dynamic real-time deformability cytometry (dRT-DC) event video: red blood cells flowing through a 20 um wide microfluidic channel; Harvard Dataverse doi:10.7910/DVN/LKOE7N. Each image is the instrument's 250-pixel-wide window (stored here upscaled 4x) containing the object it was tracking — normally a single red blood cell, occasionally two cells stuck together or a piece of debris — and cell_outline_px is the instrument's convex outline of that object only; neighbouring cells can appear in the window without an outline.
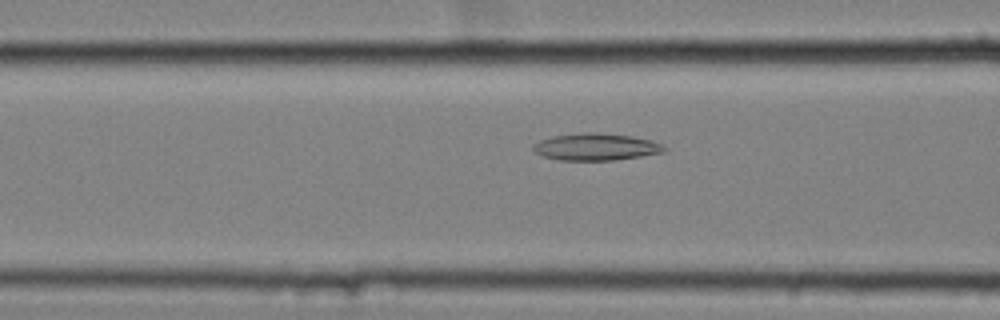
{"species": "common noctule bat (a hibernating species)", "species_latin": "Nyctalus noctula", "temperature_condition": "cold", "stored_images_in_passage": 41, "camera_frame_rate_fps": 3000, "um_per_image_px": 0.085, "animal": {"sex": "female", "body_mass_g": 25.1}, "frame": {"image": 1, "passage_image": 7, "time_ms": 2.0, "image_size_px": [1000, 320], "cell_outline_px": [[668, 148], [664, 152], [640, 156], [612, 160], [560, 160], [544, 156], [536, 152], [532, 148], [532, 144], [540, 140], [552, 136], [580, 132], [596, 132], [632, 136], [652, 140]], "centroid_in_image_um": [50.64, 12.47], "position_along_channel_um": 116.0, "area_um2": 20.63}}
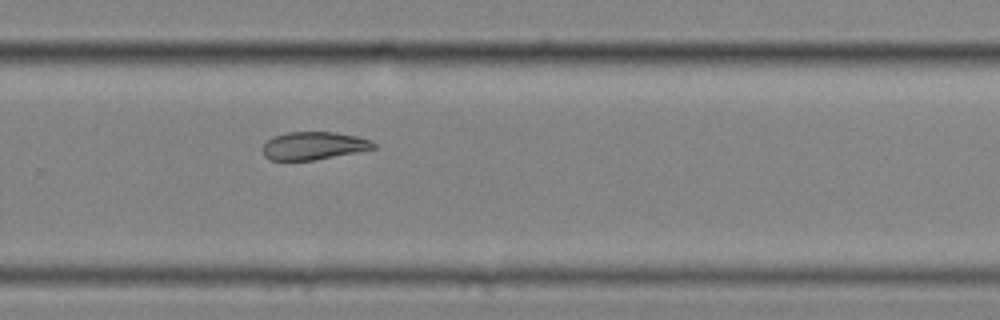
{"frame": {"image": 2, "passage_image": 23, "time_ms": 7.333, "image_size_px": [1000, 320], "cell_outline_px": [[376, 148], [356, 152], [312, 160], [272, 160], [264, 156], [264, 144], [272, 136], [288, 132], [336, 132], [356, 136], [368, 140], [376, 144]], "centroid_in_image_um": [26.65, 12.38], "position_along_channel_um": 303.2, "area_um2": 17.74}}
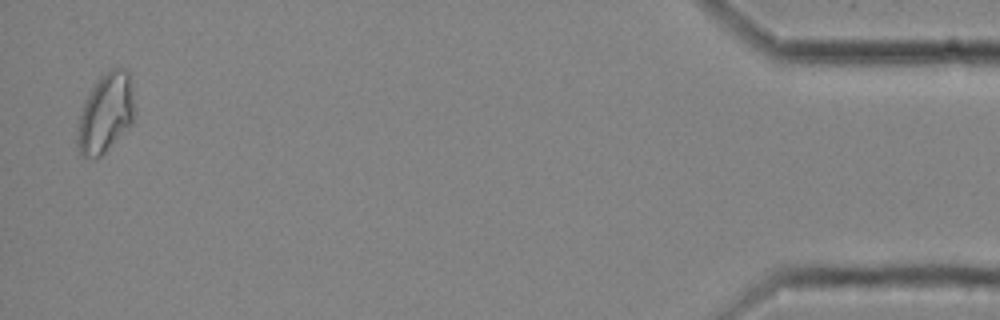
{"frame": {"image": 3, "passage_image": 40, "time_ms": 13.0, "image_size_px": [1000, 320], "cell_outline_px": [[136, 116], [132, 124], [100, 156], [84, 156], [80, 152], [76, 140], [76, 136], [80, 116], [84, 100], [100, 76], [104, 72], [112, 68], [128, 68], [136, 108]], "centroid_in_image_um": [9.02, 9.56], "position_along_channel_um": 426.2, "area_um2": 26.47}, "authors_computed_cell_mechanics": {"area_um2": 19.941, "velocity_mm_per_s": 3.5143, "shape_relaxation_time_tau1_ms": null, "shape_relaxation_time_tau2_ms": 10.2188, "deformation_change_tau1": null, "deformation_change_tau2": 0.1603}}